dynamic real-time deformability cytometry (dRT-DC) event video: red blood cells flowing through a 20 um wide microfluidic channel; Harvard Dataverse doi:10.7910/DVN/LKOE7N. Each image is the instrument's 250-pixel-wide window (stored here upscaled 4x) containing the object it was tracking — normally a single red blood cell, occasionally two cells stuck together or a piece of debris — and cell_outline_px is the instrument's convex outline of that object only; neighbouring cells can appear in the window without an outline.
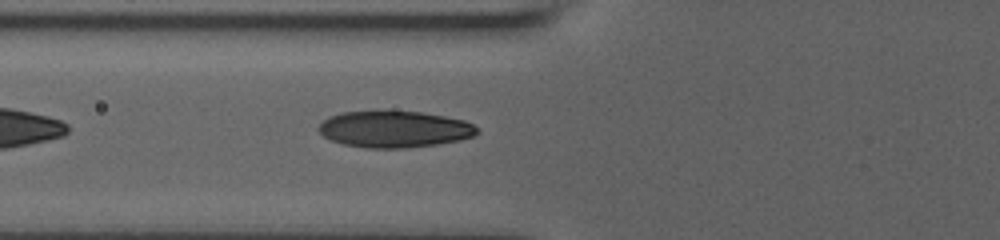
{"species": "human", "species_latin": "Homo sapiens", "temperature_condition": "room temperature", "stored_images_in_passage": 51, "camera_frame_rate_fps": 3000, "um_per_image_px": 0.085, "donor": {"sex": "male"}, "frame": {"image": 1, "passage_image": 6, "time_ms": 1.667, "image_size_px": [1000, 240], "cell_outline_px": [[480, 132], [472, 136], [460, 140], [436, 144], [404, 148], [368, 148], [344, 144], [332, 140], [324, 136], [316, 128], [328, 116], [344, 112], [420, 112], [444, 116], [464, 120], [480, 128]], "centroid_in_image_um": [33.54, 10.99], "position_along_channel_um": 92.3, "area_um2": 33.41}}
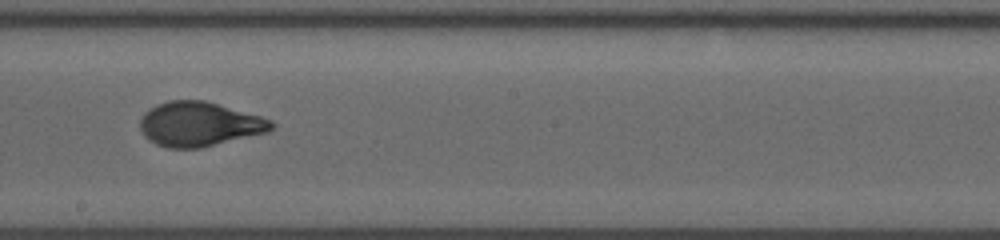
{"frame": {"image": 2, "passage_image": 20, "time_ms": 5.333, "image_size_px": [1000, 240], "cell_outline_px": [[276, 124], [268, 132], [200, 148], [168, 148], [156, 144], [148, 140], [144, 136], [140, 128], [140, 120], [144, 112], [148, 108], [156, 104], [168, 100], [204, 100], [260, 116], [272, 120]], "centroid_in_image_um": [16.91, 10.55], "position_along_channel_um": 231.3, "area_um2": 34.1}}
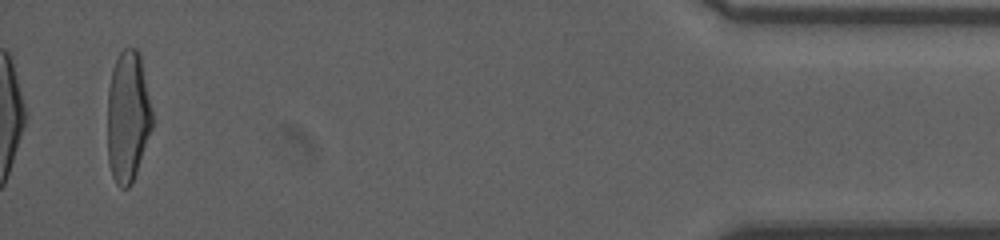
{"frame": {"image": 3, "passage_image": 48, "time_ms": 12.333, "image_size_px": [1000, 240], "cell_outline_px": [[152, 128], [132, 184], [128, 188], [120, 188], [116, 184], [112, 176], [108, 164], [108, 88], [112, 68], [120, 52], [124, 48], [136, 48], [140, 52], [152, 108]], "centroid_in_image_um": [10.86, 9.91], "position_along_channel_um": 424.3, "area_um2": 34.56}, "authors_computed_cell_mechanics": {"area_um2": 33.813, "velocity_mm_per_s": 3.7706, "shape_relaxation_time_tau1_ms": 4.8364, "shape_relaxation_time_tau2_ms": null, "deformation_change_tau1": 0.2068, "deformation_change_tau2": null}}